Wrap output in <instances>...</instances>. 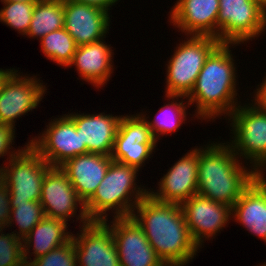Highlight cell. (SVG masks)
I'll return each instance as SVG.
<instances>
[{"instance_id": "cell-20", "label": "cell", "mask_w": 266, "mask_h": 266, "mask_svg": "<svg viewBox=\"0 0 266 266\" xmlns=\"http://www.w3.org/2000/svg\"><path fill=\"white\" fill-rule=\"evenodd\" d=\"M111 156L87 153L67 160L60 168L65 172L76 194L86 203L105 177Z\"/></svg>"}, {"instance_id": "cell-25", "label": "cell", "mask_w": 266, "mask_h": 266, "mask_svg": "<svg viewBox=\"0 0 266 266\" xmlns=\"http://www.w3.org/2000/svg\"><path fill=\"white\" fill-rule=\"evenodd\" d=\"M64 27V0H40L35 3L27 37L41 39Z\"/></svg>"}, {"instance_id": "cell-32", "label": "cell", "mask_w": 266, "mask_h": 266, "mask_svg": "<svg viewBox=\"0 0 266 266\" xmlns=\"http://www.w3.org/2000/svg\"><path fill=\"white\" fill-rule=\"evenodd\" d=\"M11 214L9 190L4 184L0 185V226L5 229L8 227Z\"/></svg>"}, {"instance_id": "cell-26", "label": "cell", "mask_w": 266, "mask_h": 266, "mask_svg": "<svg viewBox=\"0 0 266 266\" xmlns=\"http://www.w3.org/2000/svg\"><path fill=\"white\" fill-rule=\"evenodd\" d=\"M39 41L41 51L47 59L68 68L77 45L64 27L45 35Z\"/></svg>"}, {"instance_id": "cell-7", "label": "cell", "mask_w": 266, "mask_h": 266, "mask_svg": "<svg viewBox=\"0 0 266 266\" xmlns=\"http://www.w3.org/2000/svg\"><path fill=\"white\" fill-rule=\"evenodd\" d=\"M266 30V5L260 0H219L217 39L243 44Z\"/></svg>"}, {"instance_id": "cell-39", "label": "cell", "mask_w": 266, "mask_h": 266, "mask_svg": "<svg viewBox=\"0 0 266 266\" xmlns=\"http://www.w3.org/2000/svg\"><path fill=\"white\" fill-rule=\"evenodd\" d=\"M258 266V265H257ZM259 266H266V262H264V264H260Z\"/></svg>"}, {"instance_id": "cell-29", "label": "cell", "mask_w": 266, "mask_h": 266, "mask_svg": "<svg viewBox=\"0 0 266 266\" xmlns=\"http://www.w3.org/2000/svg\"><path fill=\"white\" fill-rule=\"evenodd\" d=\"M0 266H27L23 258V240L12 232L4 234L3 230L0 231Z\"/></svg>"}, {"instance_id": "cell-18", "label": "cell", "mask_w": 266, "mask_h": 266, "mask_svg": "<svg viewBox=\"0 0 266 266\" xmlns=\"http://www.w3.org/2000/svg\"><path fill=\"white\" fill-rule=\"evenodd\" d=\"M169 13L170 23L186 36L217 39L219 0H177Z\"/></svg>"}, {"instance_id": "cell-36", "label": "cell", "mask_w": 266, "mask_h": 266, "mask_svg": "<svg viewBox=\"0 0 266 266\" xmlns=\"http://www.w3.org/2000/svg\"><path fill=\"white\" fill-rule=\"evenodd\" d=\"M15 68L10 69H2L0 68V88L4 80L7 78V76L14 70Z\"/></svg>"}, {"instance_id": "cell-27", "label": "cell", "mask_w": 266, "mask_h": 266, "mask_svg": "<svg viewBox=\"0 0 266 266\" xmlns=\"http://www.w3.org/2000/svg\"><path fill=\"white\" fill-rule=\"evenodd\" d=\"M10 207L11 214L8 228H11L12 224L16 223L19 231H13L12 233L21 239L45 217L43 207L39 201H10Z\"/></svg>"}, {"instance_id": "cell-17", "label": "cell", "mask_w": 266, "mask_h": 266, "mask_svg": "<svg viewBox=\"0 0 266 266\" xmlns=\"http://www.w3.org/2000/svg\"><path fill=\"white\" fill-rule=\"evenodd\" d=\"M110 12L72 0H64V28L77 46L94 43L109 33Z\"/></svg>"}, {"instance_id": "cell-37", "label": "cell", "mask_w": 266, "mask_h": 266, "mask_svg": "<svg viewBox=\"0 0 266 266\" xmlns=\"http://www.w3.org/2000/svg\"><path fill=\"white\" fill-rule=\"evenodd\" d=\"M13 1H20V2H38L40 0H1V2H13Z\"/></svg>"}, {"instance_id": "cell-30", "label": "cell", "mask_w": 266, "mask_h": 266, "mask_svg": "<svg viewBox=\"0 0 266 266\" xmlns=\"http://www.w3.org/2000/svg\"><path fill=\"white\" fill-rule=\"evenodd\" d=\"M28 266H77L76 253L72 238L65 244L54 248Z\"/></svg>"}, {"instance_id": "cell-28", "label": "cell", "mask_w": 266, "mask_h": 266, "mask_svg": "<svg viewBox=\"0 0 266 266\" xmlns=\"http://www.w3.org/2000/svg\"><path fill=\"white\" fill-rule=\"evenodd\" d=\"M3 8L0 10V22L13 28L18 33L26 36L32 14L37 2H1Z\"/></svg>"}, {"instance_id": "cell-5", "label": "cell", "mask_w": 266, "mask_h": 266, "mask_svg": "<svg viewBox=\"0 0 266 266\" xmlns=\"http://www.w3.org/2000/svg\"><path fill=\"white\" fill-rule=\"evenodd\" d=\"M187 37V40L177 44L166 64L165 95L187 97L194 87L206 58L220 44L218 39L209 36Z\"/></svg>"}, {"instance_id": "cell-40", "label": "cell", "mask_w": 266, "mask_h": 266, "mask_svg": "<svg viewBox=\"0 0 266 266\" xmlns=\"http://www.w3.org/2000/svg\"><path fill=\"white\" fill-rule=\"evenodd\" d=\"M260 1H262L266 5V0H260Z\"/></svg>"}, {"instance_id": "cell-13", "label": "cell", "mask_w": 266, "mask_h": 266, "mask_svg": "<svg viewBox=\"0 0 266 266\" xmlns=\"http://www.w3.org/2000/svg\"><path fill=\"white\" fill-rule=\"evenodd\" d=\"M103 222L111 229L121 266H166L132 216Z\"/></svg>"}, {"instance_id": "cell-33", "label": "cell", "mask_w": 266, "mask_h": 266, "mask_svg": "<svg viewBox=\"0 0 266 266\" xmlns=\"http://www.w3.org/2000/svg\"><path fill=\"white\" fill-rule=\"evenodd\" d=\"M260 83V86L255 89L252 103H254L259 109L266 113V76ZM254 101V102H253Z\"/></svg>"}, {"instance_id": "cell-8", "label": "cell", "mask_w": 266, "mask_h": 266, "mask_svg": "<svg viewBox=\"0 0 266 266\" xmlns=\"http://www.w3.org/2000/svg\"><path fill=\"white\" fill-rule=\"evenodd\" d=\"M21 148L17 155L6 159V166H0L3 182L10 201H40L42 182L51 166L28 143Z\"/></svg>"}, {"instance_id": "cell-1", "label": "cell", "mask_w": 266, "mask_h": 266, "mask_svg": "<svg viewBox=\"0 0 266 266\" xmlns=\"http://www.w3.org/2000/svg\"><path fill=\"white\" fill-rule=\"evenodd\" d=\"M131 216L166 266H185L200 250L179 204L163 203L148 194L136 205Z\"/></svg>"}, {"instance_id": "cell-35", "label": "cell", "mask_w": 266, "mask_h": 266, "mask_svg": "<svg viewBox=\"0 0 266 266\" xmlns=\"http://www.w3.org/2000/svg\"><path fill=\"white\" fill-rule=\"evenodd\" d=\"M266 170H255L253 176V182L264 192L266 196V176H264Z\"/></svg>"}, {"instance_id": "cell-11", "label": "cell", "mask_w": 266, "mask_h": 266, "mask_svg": "<svg viewBox=\"0 0 266 266\" xmlns=\"http://www.w3.org/2000/svg\"><path fill=\"white\" fill-rule=\"evenodd\" d=\"M28 76L14 69L0 88V124L15 128L21 116L37 108L46 94V85L36 76Z\"/></svg>"}, {"instance_id": "cell-22", "label": "cell", "mask_w": 266, "mask_h": 266, "mask_svg": "<svg viewBox=\"0 0 266 266\" xmlns=\"http://www.w3.org/2000/svg\"><path fill=\"white\" fill-rule=\"evenodd\" d=\"M67 223L59 219L44 217L22 240L23 258L28 266L32 258L28 255L33 250V260L44 256L54 248L67 243L72 238V232L67 230ZM30 259V260H28Z\"/></svg>"}, {"instance_id": "cell-19", "label": "cell", "mask_w": 266, "mask_h": 266, "mask_svg": "<svg viewBox=\"0 0 266 266\" xmlns=\"http://www.w3.org/2000/svg\"><path fill=\"white\" fill-rule=\"evenodd\" d=\"M76 126L81 138V146H86L88 153H98L111 156L115 136L122 115L97 113L67 114Z\"/></svg>"}, {"instance_id": "cell-14", "label": "cell", "mask_w": 266, "mask_h": 266, "mask_svg": "<svg viewBox=\"0 0 266 266\" xmlns=\"http://www.w3.org/2000/svg\"><path fill=\"white\" fill-rule=\"evenodd\" d=\"M189 232L199 248L229 224L231 207L195 194L181 205ZM221 230V231H220Z\"/></svg>"}, {"instance_id": "cell-34", "label": "cell", "mask_w": 266, "mask_h": 266, "mask_svg": "<svg viewBox=\"0 0 266 266\" xmlns=\"http://www.w3.org/2000/svg\"><path fill=\"white\" fill-rule=\"evenodd\" d=\"M72 1L85 3L91 6L98 7L106 12H109L111 10L110 8L113 5L117 4L119 0H72Z\"/></svg>"}, {"instance_id": "cell-3", "label": "cell", "mask_w": 266, "mask_h": 266, "mask_svg": "<svg viewBox=\"0 0 266 266\" xmlns=\"http://www.w3.org/2000/svg\"><path fill=\"white\" fill-rule=\"evenodd\" d=\"M207 144L198 148L197 193L232 207L252 183L255 170L243 165L227 142Z\"/></svg>"}, {"instance_id": "cell-10", "label": "cell", "mask_w": 266, "mask_h": 266, "mask_svg": "<svg viewBox=\"0 0 266 266\" xmlns=\"http://www.w3.org/2000/svg\"><path fill=\"white\" fill-rule=\"evenodd\" d=\"M157 141L146 119L140 114L122 115L114 147L111 154L113 161L141 169L145 161L155 153Z\"/></svg>"}, {"instance_id": "cell-2", "label": "cell", "mask_w": 266, "mask_h": 266, "mask_svg": "<svg viewBox=\"0 0 266 266\" xmlns=\"http://www.w3.org/2000/svg\"><path fill=\"white\" fill-rule=\"evenodd\" d=\"M239 44L220 43L206 58L194 87L186 97L190 106L195 103V118L215 121L228 117L238 103L236 64L229 47ZM226 114V115H225ZM212 119V120H211Z\"/></svg>"}, {"instance_id": "cell-24", "label": "cell", "mask_w": 266, "mask_h": 266, "mask_svg": "<svg viewBox=\"0 0 266 266\" xmlns=\"http://www.w3.org/2000/svg\"><path fill=\"white\" fill-rule=\"evenodd\" d=\"M165 97L168 98L167 100L169 101L172 99V101H170L171 103L168 102L166 105H163L155 115V118L153 117V119L149 120V115L146 117L145 113L140 112V114L146 119L157 142L160 140L161 135L162 137L169 133L172 135L173 132H177L183 123H186L184 122L187 118L186 111H188L187 107H190L188 101H183L186 99L185 96L165 95Z\"/></svg>"}, {"instance_id": "cell-38", "label": "cell", "mask_w": 266, "mask_h": 266, "mask_svg": "<svg viewBox=\"0 0 266 266\" xmlns=\"http://www.w3.org/2000/svg\"><path fill=\"white\" fill-rule=\"evenodd\" d=\"M3 183V176L2 174L0 173V185Z\"/></svg>"}, {"instance_id": "cell-31", "label": "cell", "mask_w": 266, "mask_h": 266, "mask_svg": "<svg viewBox=\"0 0 266 266\" xmlns=\"http://www.w3.org/2000/svg\"><path fill=\"white\" fill-rule=\"evenodd\" d=\"M15 129L12 126L0 124V157L7 155V159H11L17 155L22 149L20 147L18 150L13 149V142L15 139ZM12 151H11V150Z\"/></svg>"}, {"instance_id": "cell-16", "label": "cell", "mask_w": 266, "mask_h": 266, "mask_svg": "<svg viewBox=\"0 0 266 266\" xmlns=\"http://www.w3.org/2000/svg\"><path fill=\"white\" fill-rule=\"evenodd\" d=\"M198 146L184 154L167 170L158 182V190L148 194L163 203L181 205L185 200L197 194L198 190Z\"/></svg>"}, {"instance_id": "cell-12", "label": "cell", "mask_w": 266, "mask_h": 266, "mask_svg": "<svg viewBox=\"0 0 266 266\" xmlns=\"http://www.w3.org/2000/svg\"><path fill=\"white\" fill-rule=\"evenodd\" d=\"M39 202L46 217L59 219L68 224L71 217H75L77 207L80 206L76 221L80 220L81 226L91 222L85 210V203L76 194L67 175L60 167H51L46 172Z\"/></svg>"}, {"instance_id": "cell-23", "label": "cell", "mask_w": 266, "mask_h": 266, "mask_svg": "<svg viewBox=\"0 0 266 266\" xmlns=\"http://www.w3.org/2000/svg\"><path fill=\"white\" fill-rule=\"evenodd\" d=\"M231 217L266 243V196L253 181L231 207Z\"/></svg>"}, {"instance_id": "cell-21", "label": "cell", "mask_w": 266, "mask_h": 266, "mask_svg": "<svg viewBox=\"0 0 266 266\" xmlns=\"http://www.w3.org/2000/svg\"><path fill=\"white\" fill-rule=\"evenodd\" d=\"M104 39L77 46L73 59L68 67L75 66L76 71L83 81L88 82L94 87L102 88L113 73L112 50Z\"/></svg>"}, {"instance_id": "cell-4", "label": "cell", "mask_w": 266, "mask_h": 266, "mask_svg": "<svg viewBox=\"0 0 266 266\" xmlns=\"http://www.w3.org/2000/svg\"><path fill=\"white\" fill-rule=\"evenodd\" d=\"M139 171L136 167L112 160L96 192L85 203L89 220L105 221L109 215L106 212L110 210H113L114 218L131 216L149 191L136 184Z\"/></svg>"}, {"instance_id": "cell-15", "label": "cell", "mask_w": 266, "mask_h": 266, "mask_svg": "<svg viewBox=\"0 0 266 266\" xmlns=\"http://www.w3.org/2000/svg\"><path fill=\"white\" fill-rule=\"evenodd\" d=\"M79 232L72 234L77 266H121L111 229L103 221H91Z\"/></svg>"}, {"instance_id": "cell-6", "label": "cell", "mask_w": 266, "mask_h": 266, "mask_svg": "<svg viewBox=\"0 0 266 266\" xmlns=\"http://www.w3.org/2000/svg\"><path fill=\"white\" fill-rule=\"evenodd\" d=\"M238 105L228 116L232 138L227 143L254 170L266 169V113L254 103ZM230 118V119H229ZM242 157V158H241ZM247 160L249 162H247Z\"/></svg>"}, {"instance_id": "cell-9", "label": "cell", "mask_w": 266, "mask_h": 266, "mask_svg": "<svg viewBox=\"0 0 266 266\" xmlns=\"http://www.w3.org/2000/svg\"><path fill=\"white\" fill-rule=\"evenodd\" d=\"M28 144L51 167H60L67 160L87 154L86 146H81L79 132L68 115L52 119L38 137H32Z\"/></svg>"}]
</instances>
